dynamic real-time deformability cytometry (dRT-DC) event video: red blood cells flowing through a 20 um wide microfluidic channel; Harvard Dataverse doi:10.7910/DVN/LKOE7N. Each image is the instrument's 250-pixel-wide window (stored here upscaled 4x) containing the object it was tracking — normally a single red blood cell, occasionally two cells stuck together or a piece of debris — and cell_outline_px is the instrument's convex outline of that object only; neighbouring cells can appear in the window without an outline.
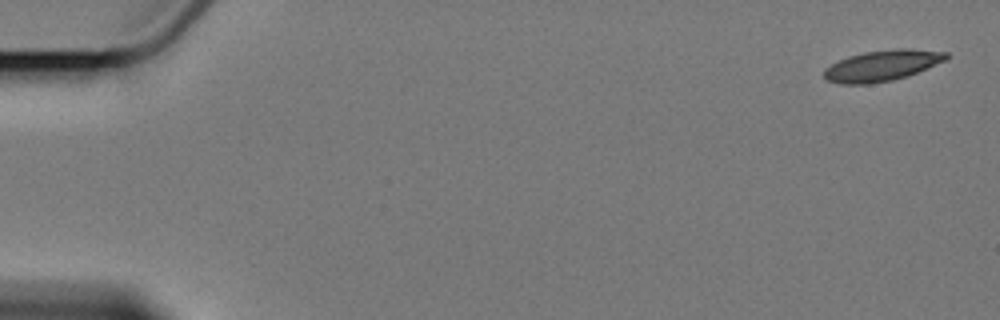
{"species": "Egyptian fruit bat (a non-hibernating species)", "species_latin": "Rousettus aegyptiacus", "temperature_condition": "cold", "stored_images_in_passage": 6, "camera_frame_rate_fps": 3000, "um_per_image_px": 0.085, "animal": {"sex": "female"}, "frame": {"image": 1, "passage_image": 1, "time_ms": 0.0, "image_size_px": [1000, 320], "cell_outline_px": [[948, 56], [944, 60], [908, 76], [892, 80], [868, 84], [840, 84], [824, 80], [824, 68], [848, 56], [864, 52], [896, 48], [912, 48], [948, 52]], "centroid_in_image_um": [74.94, 5.57], "position_along_channel_um": 10.1, "area_um2": 21.96}}
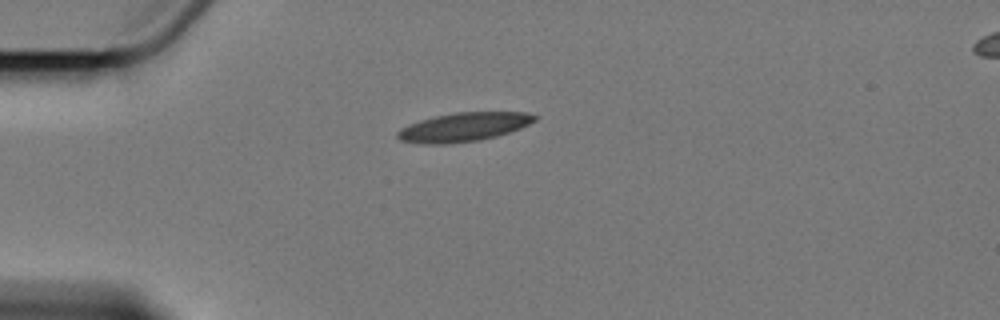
{"frame": {"image": 2, "passage_image": 5, "time_ms": 4.667, "image_size_px": [1000, 320], "cell_outline_px": [[540, 116], [536, 120], [520, 128], [496, 136], [476, 140], [444, 144], [424, 144], [400, 140], [396, 136], [396, 132], [400, 128], [408, 124], [420, 120], [436, 116], [456, 112], [528, 112]], "centroid_in_image_um": [39.4, 10.79], "position_along_channel_um": 45.6, "area_um2": 22.95}}